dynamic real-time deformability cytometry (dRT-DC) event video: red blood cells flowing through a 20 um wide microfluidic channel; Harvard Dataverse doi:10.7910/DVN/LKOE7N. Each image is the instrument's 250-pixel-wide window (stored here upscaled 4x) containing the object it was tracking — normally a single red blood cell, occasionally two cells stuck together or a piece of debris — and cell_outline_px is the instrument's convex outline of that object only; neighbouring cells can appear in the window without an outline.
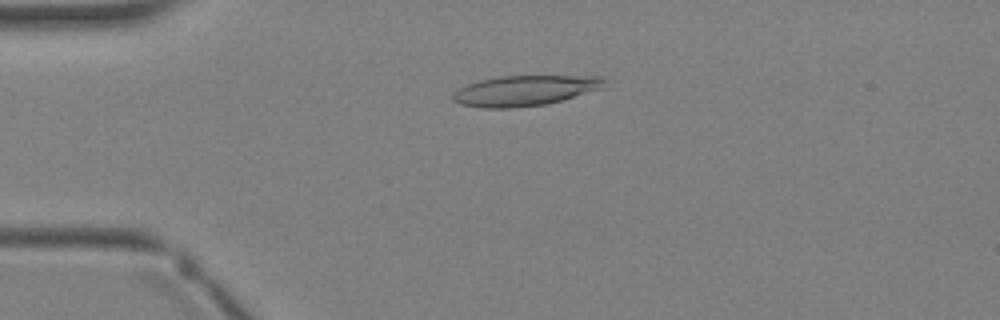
{"species": "Egyptian fruit bat (a non-hibernating species)", "species_latin": "Rousettus aegyptiacus", "temperature_condition": "warm", "stored_images_in_passage": 3, "camera_frame_rate_fps": 3000, "um_per_image_px": 0.085, "animal": {"sex": "female"}, "frame": {"image": 1, "passage_image": 3, "time_ms": 2.333, "image_size_px": [1000, 320], "cell_outline_px": [[604, 88], [564, 100], [548, 104], [512, 108], [480, 108], [460, 104], [452, 100], [452, 92], [468, 84], [480, 80], [500, 76], [604, 76]], "centroid_in_image_um": [44.62, 7.71], "position_along_channel_um": 40.4, "area_um2": 27.05}}